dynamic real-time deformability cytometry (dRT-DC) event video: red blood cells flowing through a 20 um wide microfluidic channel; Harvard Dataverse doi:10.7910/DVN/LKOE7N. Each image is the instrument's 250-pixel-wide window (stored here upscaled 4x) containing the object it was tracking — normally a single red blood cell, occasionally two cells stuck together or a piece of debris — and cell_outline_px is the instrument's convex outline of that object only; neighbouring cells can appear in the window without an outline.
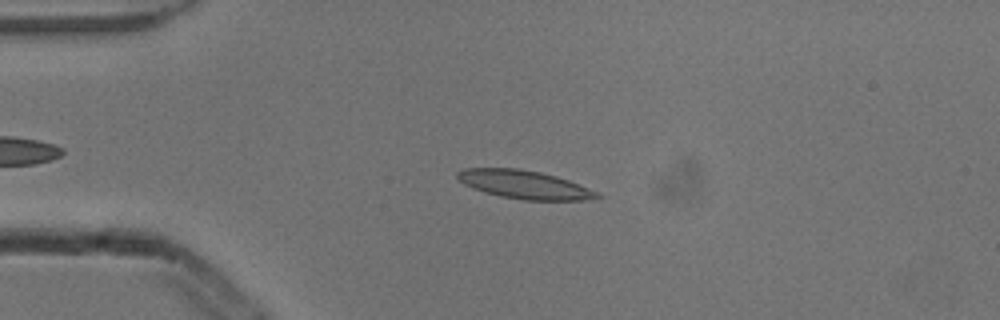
{"species": "common noctule bat (a hibernating species)", "species_latin": "Nyctalus noctula", "temperature_condition": "cold", "stored_images_in_passage": 5, "camera_frame_rate_fps": 3000, "um_per_image_px": 0.085, "animal": {"sex": "male", "body_mass_g": 13.3}, "frame": {"image": 1, "passage_image": 4, "time_ms": 1.0, "image_size_px": [1000, 320], "cell_outline_px": [[604, 196], [584, 200], [524, 200], [500, 196], [484, 192], [472, 188], [464, 184], [456, 176], [456, 172], [464, 168], [516, 168], [540, 172], [556, 176], [568, 180], [600, 192]], "centroid_in_image_um": [44.58, 15.69], "position_along_channel_um": 40.4, "area_um2": 23.12}}